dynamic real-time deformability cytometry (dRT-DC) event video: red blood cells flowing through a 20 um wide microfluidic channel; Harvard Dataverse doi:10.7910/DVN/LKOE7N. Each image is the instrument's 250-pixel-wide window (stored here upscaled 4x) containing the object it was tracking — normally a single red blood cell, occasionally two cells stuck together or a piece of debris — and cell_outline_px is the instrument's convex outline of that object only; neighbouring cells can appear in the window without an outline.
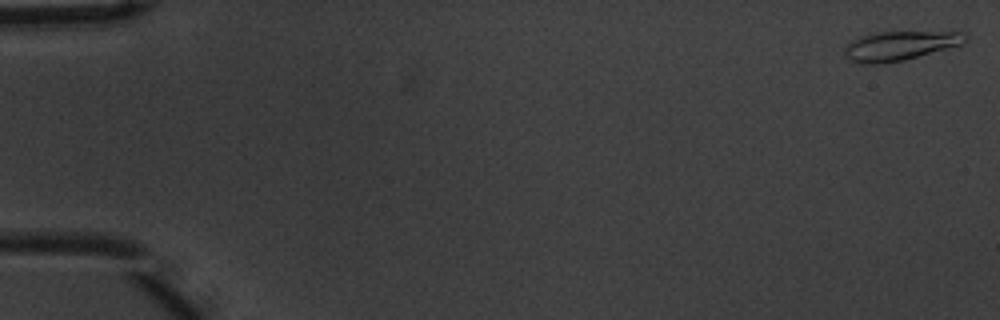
{"species": "common noctule bat (a hibernating species)", "species_latin": "Nyctalus noctula", "temperature_condition": "warm", "stored_images_in_passage": 9, "camera_frame_rate_fps": 3000, "um_per_image_px": 0.085, "animal": {"sex": "male", "body_mass_g": 20.1, "forearm_length_mm": 53.5}, "frame": {"image": 1, "passage_image": 1, "time_ms": 0.0, "image_size_px": [1000, 320], "cell_outline_px": [[968, 40], [964, 44], [904, 60], [880, 64], [860, 64], [848, 60], [844, 56], [844, 48], [852, 40], [868, 32], [968, 32]], "centroid_in_image_um": [76.47, 3.89], "position_along_channel_um": 8.5, "area_um2": 20.98}}